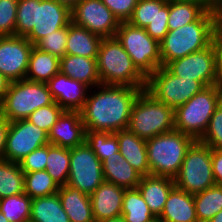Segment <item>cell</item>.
I'll return each instance as SVG.
<instances>
[{
  "label": "cell",
  "mask_w": 222,
  "mask_h": 222,
  "mask_svg": "<svg viewBox=\"0 0 222 222\" xmlns=\"http://www.w3.org/2000/svg\"><path fill=\"white\" fill-rule=\"evenodd\" d=\"M221 102L219 84L205 87L174 110V130L200 140L208 128L211 116Z\"/></svg>",
  "instance_id": "obj_6"
},
{
  "label": "cell",
  "mask_w": 222,
  "mask_h": 222,
  "mask_svg": "<svg viewBox=\"0 0 222 222\" xmlns=\"http://www.w3.org/2000/svg\"><path fill=\"white\" fill-rule=\"evenodd\" d=\"M119 152L142 176L150 175L146 140L141 139L129 129L115 132Z\"/></svg>",
  "instance_id": "obj_23"
},
{
  "label": "cell",
  "mask_w": 222,
  "mask_h": 222,
  "mask_svg": "<svg viewBox=\"0 0 222 222\" xmlns=\"http://www.w3.org/2000/svg\"><path fill=\"white\" fill-rule=\"evenodd\" d=\"M29 222H70V219L55 193L32 199Z\"/></svg>",
  "instance_id": "obj_29"
},
{
  "label": "cell",
  "mask_w": 222,
  "mask_h": 222,
  "mask_svg": "<svg viewBox=\"0 0 222 222\" xmlns=\"http://www.w3.org/2000/svg\"><path fill=\"white\" fill-rule=\"evenodd\" d=\"M219 16L222 19V0H218Z\"/></svg>",
  "instance_id": "obj_52"
},
{
  "label": "cell",
  "mask_w": 222,
  "mask_h": 222,
  "mask_svg": "<svg viewBox=\"0 0 222 222\" xmlns=\"http://www.w3.org/2000/svg\"><path fill=\"white\" fill-rule=\"evenodd\" d=\"M47 155L48 144L35 149L19 162L21 170L23 172L46 170Z\"/></svg>",
  "instance_id": "obj_42"
},
{
  "label": "cell",
  "mask_w": 222,
  "mask_h": 222,
  "mask_svg": "<svg viewBox=\"0 0 222 222\" xmlns=\"http://www.w3.org/2000/svg\"><path fill=\"white\" fill-rule=\"evenodd\" d=\"M57 193L70 222H95L90 195L69 185L60 186Z\"/></svg>",
  "instance_id": "obj_25"
},
{
  "label": "cell",
  "mask_w": 222,
  "mask_h": 222,
  "mask_svg": "<svg viewBox=\"0 0 222 222\" xmlns=\"http://www.w3.org/2000/svg\"><path fill=\"white\" fill-rule=\"evenodd\" d=\"M212 44L216 50L218 75L222 77V19L219 18L215 24L212 34Z\"/></svg>",
  "instance_id": "obj_44"
},
{
  "label": "cell",
  "mask_w": 222,
  "mask_h": 222,
  "mask_svg": "<svg viewBox=\"0 0 222 222\" xmlns=\"http://www.w3.org/2000/svg\"><path fill=\"white\" fill-rule=\"evenodd\" d=\"M196 140L173 130L146 140L150 174L175 178L188 149Z\"/></svg>",
  "instance_id": "obj_5"
},
{
  "label": "cell",
  "mask_w": 222,
  "mask_h": 222,
  "mask_svg": "<svg viewBox=\"0 0 222 222\" xmlns=\"http://www.w3.org/2000/svg\"><path fill=\"white\" fill-rule=\"evenodd\" d=\"M102 222H125L123 216H118V217H114V218H111V219H108V220H104Z\"/></svg>",
  "instance_id": "obj_50"
},
{
  "label": "cell",
  "mask_w": 222,
  "mask_h": 222,
  "mask_svg": "<svg viewBox=\"0 0 222 222\" xmlns=\"http://www.w3.org/2000/svg\"><path fill=\"white\" fill-rule=\"evenodd\" d=\"M10 122L0 113V160L3 159Z\"/></svg>",
  "instance_id": "obj_46"
},
{
  "label": "cell",
  "mask_w": 222,
  "mask_h": 222,
  "mask_svg": "<svg viewBox=\"0 0 222 222\" xmlns=\"http://www.w3.org/2000/svg\"><path fill=\"white\" fill-rule=\"evenodd\" d=\"M174 182L176 187L193 195L214 186L211 147L196 140L188 149Z\"/></svg>",
  "instance_id": "obj_10"
},
{
  "label": "cell",
  "mask_w": 222,
  "mask_h": 222,
  "mask_svg": "<svg viewBox=\"0 0 222 222\" xmlns=\"http://www.w3.org/2000/svg\"><path fill=\"white\" fill-rule=\"evenodd\" d=\"M102 39L101 36L70 22L65 54L97 58Z\"/></svg>",
  "instance_id": "obj_27"
},
{
  "label": "cell",
  "mask_w": 222,
  "mask_h": 222,
  "mask_svg": "<svg viewBox=\"0 0 222 222\" xmlns=\"http://www.w3.org/2000/svg\"><path fill=\"white\" fill-rule=\"evenodd\" d=\"M60 72L86 84L91 89L101 84L97 70V58L65 54L60 59Z\"/></svg>",
  "instance_id": "obj_26"
},
{
  "label": "cell",
  "mask_w": 222,
  "mask_h": 222,
  "mask_svg": "<svg viewBox=\"0 0 222 222\" xmlns=\"http://www.w3.org/2000/svg\"><path fill=\"white\" fill-rule=\"evenodd\" d=\"M169 1L139 0L128 22L144 28L148 35L159 43L168 33Z\"/></svg>",
  "instance_id": "obj_17"
},
{
  "label": "cell",
  "mask_w": 222,
  "mask_h": 222,
  "mask_svg": "<svg viewBox=\"0 0 222 222\" xmlns=\"http://www.w3.org/2000/svg\"><path fill=\"white\" fill-rule=\"evenodd\" d=\"M120 22H128L139 0H101Z\"/></svg>",
  "instance_id": "obj_43"
},
{
  "label": "cell",
  "mask_w": 222,
  "mask_h": 222,
  "mask_svg": "<svg viewBox=\"0 0 222 222\" xmlns=\"http://www.w3.org/2000/svg\"><path fill=\"white\" fill-rule=\"evenodd\" d=\"M96 87L97 90L93 91V95L88 94L80 110L85 131L115 133L128 129L131 108L143 89L105 84Z\"/></svg>",
  "instance_id": "obj_1"
},
{
  "label": "cell",
  "mask_w": 222,
  "mask_h": 222,
  "mask_svg": "<svg viewBox=\"0 0 222 222\" xmlns=\"http://www.w3.org/2000/svg\"><path fill=\"white\" fill-rule=\"evenodd\" d=\"M104 181L111 182L125 189H134L142 175L136 171L120 154H112L102 162Z\"/></svg>",
  "instance_id": "obj_24"
},
{
  "label": "cell",
  "mask_w": 222,
  "mask_h": 222,
  "mask_svg": "<svg viewBox=\"0 0 222 222\" xmlns=\"http://www.w3.org/2000/svg\"><path fill=\"white\" fill-rule=\"evenodd\" d=\"M85 142L101 162L112 154L119 152L118 140L115 133L86 131Z\"/></svg>",
  "instance_id": "obj_37"
},
{
  "label": "cell",
  "mask_w": 222,
  "mask_h": 222,
  "mask_svg": "<svg viewBox=\"0 0 222 222\" xmlns=\"http://www.w3.org/2000/svg\"><path fill=\"white\" fill-rule=\"evenodd\" d=\"M71 22L102 38L115 37L121 23L101 0H80L71 9Z\"/></svg>",
  "instance_id": "obj_15"
},
{
  "label": "cell",
  "mask_w": 222,
  "mask_h": 222,
  "mask_svg": "<svg viewBox=\"0 0 222 222\" xmlns=\"http://www.w3.org/2000/svg\"><path fill=\"white\" fill-rule=\"evenodd\" d=\"M205 87L201 81L177 77L165 66H161L147 78L145 90L157 101L175 110Z\"/></svg>",
  "instance_id": "obj_11"
},
{
  "label": "cell",
  "mask_w": 222,
  "mask_h": 222,
  "mask_svg": "<svg viewBox=\"0 0 222 222\" xmlns=\"http://www.w3.org/2000/svg\"><path fill=\"white\" fill-rule=\"evenodd\" d=\"M59 191V186L46 170L24 172V193L31 199L45 197Z\"/></svg>",
  "instance_id": "obj_35"
},
{
  "label": "cell",
  "mask_w": 222,
  "mask_h": 222,
  "mask_svg": "<svg viewBox=\"0 0 222 222\" xmlns=\"http://www.w3.org/2000/svg\"><path fill=\"white\" fill-rule=\"evenodd\" d=\"M10 81L0 73V104L3 102L5 93L8 90Z\"/></svg>",
  "instance_id": "obj_48"
},
{
  "label": "cell",
  "mask_w": 222,
  "mask_h": 222,
  "mask_svg": "<svg viewBox=\"0 0 222 222\" xmlns=\"http://www.w3.org/2000/svg\"><path fill=\"white\" fill-rule=\"evenodd\" d=\"M19 0H0V37L15 36Z\"/></svg>",
  "instance_id": "obj_41"
},
{
  "label": "cell",
  "mask_w": 222,
  "mask_h": 222,
  "mask_svg": "<svg viewBox=\"0 0 222 222\" xmlns=\"http://www.w3.org/2000/svg\"><path fill=\"white\" fill-rule=\"evenodd\" d=\"M49 144L48 133L26 119L10 122L3 159L19 163L29 153Z\"/></svg>",
  "instance_id": "obj_14"
},
{
  "label": "cell",
  "mask_w": 222,
  "mask_h": 222,
  "mask_svg": "<svg viewBox=\"0 0 222 222\" xmlns=\"http://www.w3.org/2000/svg\"><path fill=\"white\" fill-rule=\"evenodd\" d=\"M194 204L198 222H209L222 210V185L215 184L194 194Z\"/></svg>",
  "instance_id": "obj_30"
},
{
  "label": "cell",
  "mask_w": 222,
  "mask_h": 222,
  "mask_svg": "<svg viewBox=\"0 0 222 222\" xmlns=\"http://www.w3.org/2000/svg\"><path fill=\"white\" fill-rule=\"evenodd\" d=\"M199 141L212 149H222V102L211 116L208 128Z\"/></svg>",
  "instance_id": "obj_40"
},
{
  "label": "cell",
  "mask_w": 222,
  "mask_h": 222,
  "mask_svg": "<svg viewBox=\"0 0 222 222\" xmlns=\"http://www.w3.org/2000/svg\"><path fill=\"white\" fill-rule=\"evenodd\" d=\"M70 22L71 10L56 0H19L15 36L26 37L35 45Z\"/></svg>",
  "instance_id": "obj_2"
},
{
  "label": "cell",
  "mask_w": 222,
  "mask_h": 222,
  "mask_svg": "<svg viewBox=\"0 0 222 222\" xmlns=\"http://www.w3.org/2000/svg\"><path fill=\"white\" fill-rule=\"evenodd\" d=\"M219 18V10H207L197 21L169 30L160 42L162 66L209 47Z\"/></svg>",
  "instance_id": "obj_3"
},
{
  "label": "cell",
  "mask_w": 222,
  "mask_h": 222,
  "mask_svg": "<svg viewBox=\"0 0 222 222\" xmlns=\"http://www.w3.org/2000/svg\"><path fill=\"white\" fill-rule=\"evenodd\" d=\"M212 170L216 184H222V149L211 148Z\"/></svg>",
  "instance_id": "obj_45"
},
{
  "label": "cell",
  "mask_w": 222,
  "mask_h": 222,
  "mask_svg": "<svg viewBox=\"0 0 222 222\" xmlns=\"http://www.w3.org/2000/svg\"><path fill=\"white\" fill-rule=\"evenodd\" d=\"M97 70L101 84L146 89L147 78L136 68L116 37L101 40L97 56Z\"/></svg>",
  "instance_id": "obj_4"
},
{
  "label": "cell",
  "mask_w": 222,
  "mask_h": 222,
  "mask_svg": "<svg viewBox=\"0 0 222 222\" xmlns=\"http://www.w3.org/2000/svg\"><path fill=\"white\" fill-rule=\"evenodd\" d=\"M54 102L47 83L32 82L26 79L10 82L0 113L9 121L26 119L40 107Z\"/></svg>",
  "instance_id": "obj_8"
},
{
  "label": "cell",
  "mask_w": 222,
  "mask_h": 222,
  "mask_svg": "<svg viewBox=\"0 0 222 222\" xmlns=\"http://www.w3.org/2000/svg\"><path fill=\"white\" fill-rule=\"evenodd\" d=\"M121 215L125 222H152L156 219L137 188L125 189Z\"/></svg>",
  "instance_id": "obj_31"
},
{
  "label": "cell",
  "mask_w": 222,
  "mask_h": 222,
  "mask_svg": "<svg viewBox=\"0 0 222 222\" xmlns=\"http://www.w3.org/2000/svg\"><path fill=\"white\" fill-rule=\"evenodd\" d=\"M209 222H222V210L217 213Z\"/></svg>",
  "instance_id": "obj_51"
},
{
  "label": "cell",
  "mask_w": 222,
  "mask_h": 222,
  "mask_svg": "<svg viewBox=\"0 0 222 222\" xmlns=\"http://www.w3.org/2000/svg\"><path fill=\"white\" fill-rule=\"evenodd\" d=\"M32 199L25 193L0 199V211L9 222H29Z\"/></svg>",
  "instance_id": "obj_36"
},
{
  "label": "cell",
  "mask_w": 222,
  "mask_h": 222,
  "mask_svg": "<svg viewBox=\"0 0 222 222\" xmlns=\"http://www.w3.org/2000/svg\"><path fill=\"white\" fill-rule=\"evenodd\" d=\"M162 222H198L194 204V195L174 187L158 217Z\"/></svg>",
  "instance_id": "obj_22"
},
{
  "label": "cell",
  "mask_w": 222,
  "mask_h": 222,
  "mask_svg": "<svg viewBox=\"0 0 222 222\" xmlns=\"http://www.w3.org/2000/svg\"><path fill=\"white\" fill-rule=\"evenodd\" d=\"M46 171L57 183L64 186L70 172V149L48 144Z\"/></svg>",
  "instance_id": "obj_32"
},
{
  "label": "cell",
  "mask_w": 222,
  "mask_h": 222,
  "mask_svg": "<svg viewBox=\"0 0 222 222\" xmlns=\"http://www.w3.org/2000/svg\"><path fill=\"white\" fill-rule=\"evenodd\" d=\"M128 129L144 140L174 130V109L142 90L131 108Z\"/></svg>",
  "instance_id": "obj_7"
},
{
  "label": "cell",
  "mask_w": 222,
  "mask_h": 222,
  "mask_svg": "<svg viewBox=\"0 0 222 222\" xmlns=\"http://www.w3.org/2000/svg\"><path fill=\"white\" fill-rule=\"evenodd\" d=\"M219 85H220L221 95H222V77L220 78Z\"/></svg>",
  "instance_id": "obj_54"
},
{
  "label": "cell",
  "mask_w": 222,
  "mask_h": 222,
  "mask_svg": "<svg viewBox=\"0 0 222 222\" xmlns=\"http://www.w3.org/2000/svg\"><path fill=\"white\" fill-rule=\"evenodd\" d=\"M85 127L80 111L65 110L48 133L51 145L74 148L85 142Z\"/></svg>",
  "instance_id": "obj_19"
},
{
  "label": "cell",
  "mask_w": 222,
  "mask_h": 222,
  "mask_svg": "<svg viewBox=\"0 0 222 222\" xmlns=\"http://www.w3.org/2000/svg\"><path fill=\"white\" fill-rule=\"evenodd\" d=\"M0 222H9L1 211H0Z\"/></svg>",
  "instance_id": "obj_53"
},
{
  "label": "cell",
  "mask_w": 222,
  "mask_h": 222,
  "mask_svg": "<svg viewBox=\"0 0 222 222\" xmlns=\"http://www.w3.org/2000/svg\"><path fill=\"white\" fill-rule=\"evenodd\" d=\"M115 37L146 78L162 66L160 43L148 35L144 28L121 22Z\"/></svg>",
  "instance_id": "obj_9"
},
{
  "label": "cell",
  "mask_w": 222,
  "mask_h": 222,
  "mask_svg": "<svg viewBox=\"0 0 222 222\" xmlns=\"http://www.w3.org/2000/svg\"><path fill=\"white\" fill-rule=\"evenodd\" d=\"M175 187L173 178L166 176L146 175L142 176L136 187L150 211L158 218L162 213L170 191Z\"/></svg>",
  "instance_id": "obj_21"
},
{
  "label": "cell",
  "mask_w": 222,
  "mask_h": 222,
  "mask_svg": "<svg viewBox=\"0 0 222 222\" xmlns=\"http://www.w3.org/2000/svg\"><path fill=\"white\" fill-rule=\"evenodd\" d=\"M167 1L192 2L203 5L207 10H219L218 0H167Z\"/></svg>",
  "instance_id": "obj_47"
},
{
  "label": "cell",
  "mask_w": 222,
  "mask_h": 222,
  "mask_svg": "<svg viewBox=\"0 0 222 222\" xmlns=\"http://www.w3.org/2000/svg\"><path fill=\"white\" fill-rule=\"evenodd\" d=\"M68 25L58 29L39 40L34 46L61 59L66 52Z\"/></svg>",
  "instance_id": "obj_38"
},
{
  "label": "cell",
  "mask_w": 222,
  "mask_h": 222,
  "mask_svg": "<svg viewBox=\"0 0 222 222\" xmlns=\"http://www.w3.org/2000/svg\"><path fill=\"white\" fill-rule=\"evenodd\" d=\"M152 222H162L160 219L156 218L155 220H153Z\"/></svg>",
  "instance_id": "obj_55"
},
{
  "label": "cell",
  "mask_w": 222,
  "mask_h": 222,
  "mask_svg": "<svg viewBox=\"0 0 222 222\" xmlns=\"http://www.w3.org/2000/svg\"><path fill=\"white\" fill-rule=\"evenodd\" d=\"M24 193V172L20 164L0 160V199Z\"/></svg>",
  "instance_id": "obj_33"
},
{
  "label": "cell",
  "mask_w": 222,
  "mask_h": 222,
  "mask_svg": "<svg viewBox=\"0 0 222 222\" xmlns=\"http://www.w3.org/2000/svg\"><path fill=\"white\" fill-rule=\"evenodd\" d=\"M125 188L104 181L90 195L95 222L121 216Z\"/></svg>",
  "instance_id": "obj_20"
},
{
  "label": "cell",
  "mask_w": 222,
  "mask_h": 222,
  "mask_svg": "<svg viewBox=\"0 0 222 222\" xmlns=\"http://www.w3.org/2000/svg\"><path fill=\"white\" fill-rule=\"evenodd\" d=\"M104 182L102 162L84 142L70 149V172L66 185L91 195Z\"/></svg>",
  "instance_id": "obj_12"
},
{
  "label": "cell",
  "mask_w": 222,
  "mask_h": 222,
  "mask_svg": "<svg viewBox=\"0 0 222 222\" xmlns=\"http://www.w3.org/2000/svg\"><path fill=\"white\" fill-rule=\"evenodd\" d=\"M33 46L23 36L0 37V73L10 82L25 79Z\"/></svg>",
  "instance_id": "obj_16"
},
{
  "label": "cell",
  "mask_w": 222,
  "mask_h": 222,
  "mask_svg": "<svg viewBox=\"0 0 222 222\" xmlns=\"http://www.w3.org/2000/svg\"><path fill=\"white\" fill-rule=\"evenodd\" d=\"M165 67L177 77L201 81L206 87L219 84L220 81L213 44L204 50L170 61Z\"/></svg>",
  "instance_id": "obj_13"
},
{
  "label": "cell",
  "mask_w": 222,
  "mask_h": 222,
  "mask_svg": "<svg viewBox=\"0 0 222 222\" xmlns=\"http://www.w3.org/2000/svg\"><path fill=\"white\" fill-rule=\"evenodd\" d=\"M207 9L192 2L169 1L168 29L175 30L197 21Z\"/></svg>",
  "instance_id": "obj_34"
},
{
  "label": "cell",
  "mask_w": 222,
  "mask_h": 222,
  "mask_svg": "<svg viewBox=\"0 0 222 222\" xmlns=\"http://www.w3.org/2000/svg\"><path fill=\"white\" fill-rule=\"evenodd\" d=\"M59 72L60 59L33 46L25 79L32 82L47 83Z\"/></svg>",
  "instance_id": "obj_28"
},
{
  "label": "cell",
  "mask_w": 222,
  "mask_h": 222,
  "mask_svg": "<svg viewBox=\"0 0 222 222\" xmlns=\"http://www.w3.org/2000/svg\"><path fill=\"white\" fill-rule=\"evenodd\" d=\"M56 1L67 6L71 10L80 0H56Z\"/></svg>",
  "instance_id": "obj_49"
},
{
  "label": "cell",
  "mask_w": 222,
  "mask_h": 222,
  "mask_svg": "<svg viewBox=\"0 0 222 222\" xmlns=\"http://www.w3.org/2000/svg\"><path fill=\"white\" fill-rule=\"evenodd\" d=\"M47 86L54 102L68 111H80L86 102L88 92H92L91 88L86 84L61 72L54 75L47 82Z\"/></svg>",
  "instance_id": "obj_18"
},
{
  "label": "cell",
  "mask_w": 222,
  "mask_h": 222,
  "mask_svg": "<svg viewBox=\"0 0 222 222\" xmlns=\"http://www.w3.org/2000/svg\"><path fill=\"white\" fill-rule=\"evenodd\" d=\"M64 111L56 102H53L48 106L38 108L26 120L49 133Z\"/></svg>",
  "instance_id": "obj_39"
}]
</instances>
